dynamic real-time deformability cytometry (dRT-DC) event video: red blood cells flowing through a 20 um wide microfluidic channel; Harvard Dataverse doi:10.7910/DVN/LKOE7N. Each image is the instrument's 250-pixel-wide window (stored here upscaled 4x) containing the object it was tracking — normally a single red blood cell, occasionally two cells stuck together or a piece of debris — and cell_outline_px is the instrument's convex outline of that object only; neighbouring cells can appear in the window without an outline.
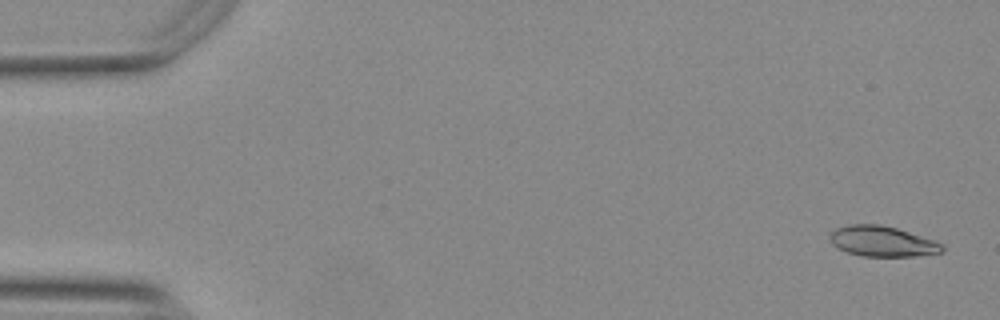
{"species": "Egyptian fruit bat (a non-hibernating species)", "species_latin": "Rousettus aegyptiacus", "temperature_condition": "warm", "stored_images_in_passage": 54, "camera_frame_rate_fps": 3000, "um_per_image_px": 0.085, "animal": {"sex": "female"}, "frame": {"image": 1, "passage_image": 2, "time_ms": 0.333, "image_size_px": [1000, 320], "cell_outline_px": [[944, 252], [916, 256], [860, 256], [848, 252], [832, 244], [828, 240], [832, 232], [836, 228], [848, 224], [880, 224], [896, 228], [936, 240], [944, 244]], "centroid_in_image_um": [75.03, 20.51], "position_along_channel_um": 10.0, "area_um2": 20.06}}
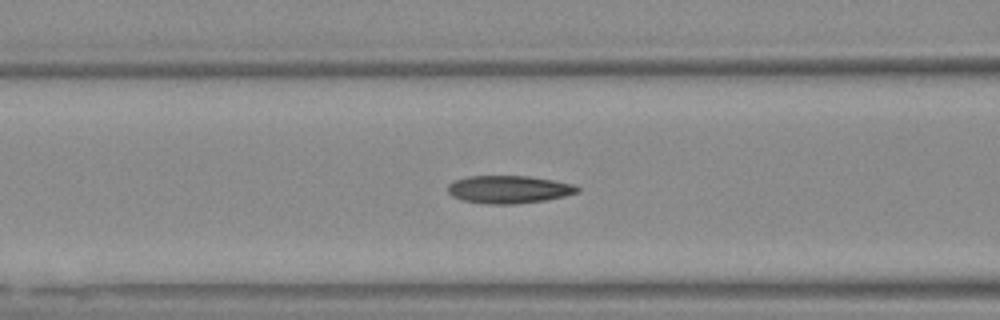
{"frame": {"image": 2, "passage_image": 22, "time_ms": 7.0, "image_size_px": [1000, 320], "cell_outline_px": [[580, 188], [576, 192], [564, 196], [544, 200], [516, 204], [488, 204], [464, 200], [452, 196], [448, 192], [448, 184], [456, 180], [468, 176], [528, 176], [552, 180], [572, 184]], "centroid_in_image_um": [43.22, 16.1], "position_along_channel_um": 123.4, "area_um2": 20.69}}
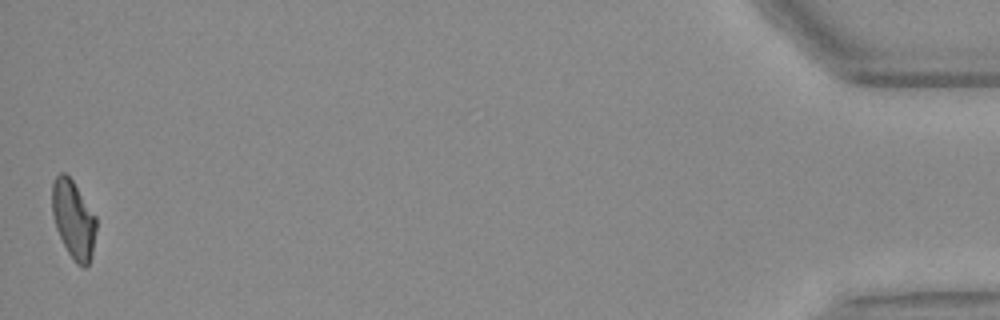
{"frame": {"image": 3, "passage_image": 54, "time_ms": 17.667, "image_size_px": [1000, 320], "cell_outline_px": [[96, 228], [92, 256], [88, 264], [84, 268], [76, 264], [68, 252], [56, 228], [52, 212], [52, 184], [56, 176], [60, 172], [64, 172], [72, 180], [96, 216]], "centroid_in_image_um": [6.25, 18.66], "position_along_channel_um": 429.0, "area_um2": 19.94}, "authors_computed_cell_mechanics": {"area_um2": 20.4901, "velocity_mm_per_s": 3.7594, "shape_relaxation_time_tau1_ms": 4.5762, "shape_relaxation_time_tau2_ms": 1.9626, "deformation_change_tau1": 0.1903, "deformation_change_tau2": 0.0907}}